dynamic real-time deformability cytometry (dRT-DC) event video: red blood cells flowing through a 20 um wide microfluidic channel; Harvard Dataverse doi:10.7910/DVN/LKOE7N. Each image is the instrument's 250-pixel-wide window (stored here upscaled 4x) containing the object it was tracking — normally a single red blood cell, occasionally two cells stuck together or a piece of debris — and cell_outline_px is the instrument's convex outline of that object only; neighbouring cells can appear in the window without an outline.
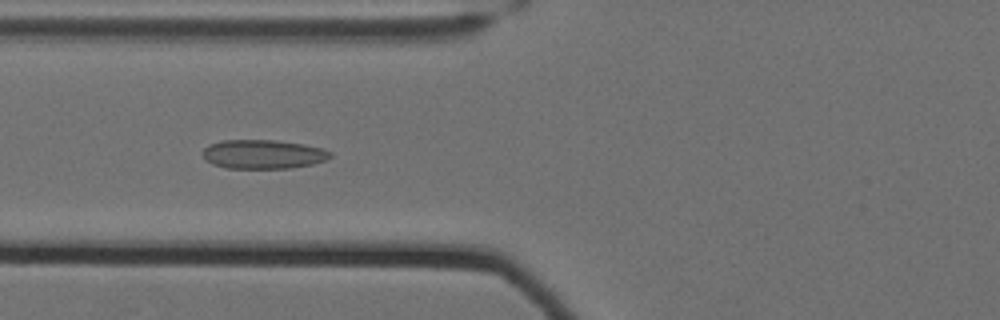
{"species": "Egyptian fruit bat (a non-hibernating species)", "species_latin": "Rousettus aegyptiacus", "temperature_condition": "cold", "stored_images_in_passage": 61, "camera_frame_rate_fps": 3000, "um_per_image_px": 0.085, "animal": {"sex": "female"}, "frame": {"image": 1, "passage_image": 27, "time_ms": 8.667, "image_size_px": [1000, 320], "cell_outline_px": [[332, 156], [324, 160], [312, 164], [288, 168], [224, 168], [212, 164], [204, 160], [204, 148], [208, 144], [220, 140], [276, 140], [304, 144], [324, 148], [332, 152]], "centroid_in_image_um": [22.35, 13.1], "position_along_channel_um": 103.4, "area_um2": 21.73}}
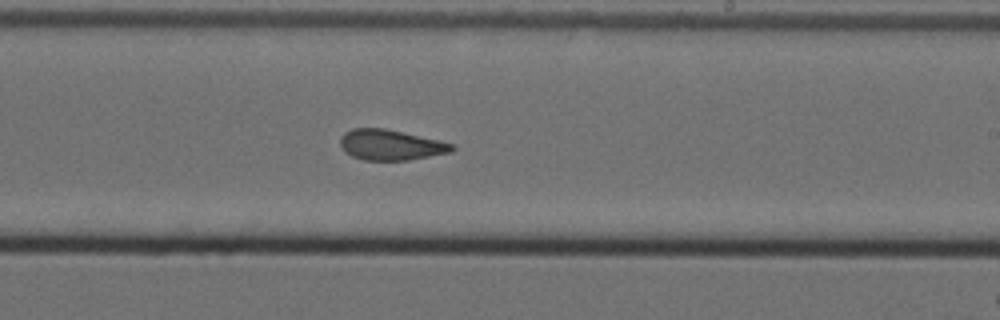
{"frame": {"image": 2, "passage_image": 40, "time_ms": 13.0, "image_size_px": [1000, 320], "cell_outline_px": [[456, 148], [452, 152], [408, 160], [364, 160], [352, 156], [344, 152], [340, 148], [340, 136], [344, 132], [352, 128], [384, 128], [436, 140], [452, 144]], "centroid_in_image_um": [33.14, 12.32], "position_along_channel_um": 255.9, "area_um2": 19.77}}
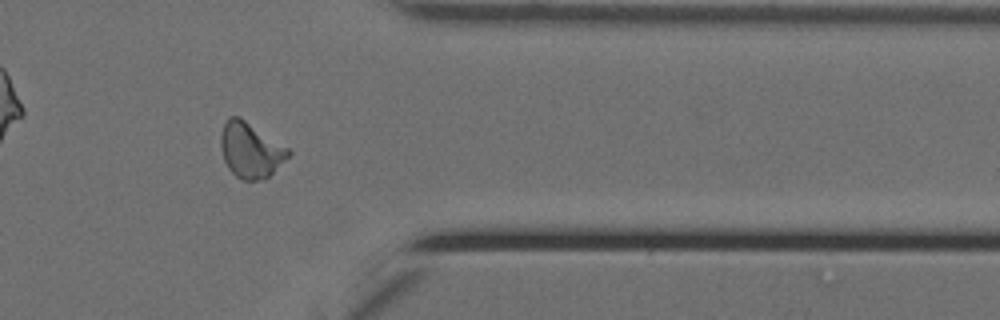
{"frame": {"image": 3, "passage_image": 52, "time_ms": 17.0, "image_size_px": [1000, 320], "cell_outline_px": [[292, 152], [264, 180], [240, 180], [228, 168], [224, 160], [220, 144], [220, 136], [224, 124], [228, 116], [240, 116], [288, 148]], "centroid_in_image_um": [21.26, 12.75], "position_along_channel_um": 390.1, "area_um2": 21.62}, "authors_computed_cell_mechanics": {"area_um2": 21.0392, "velocity_mm_per_s": 3.5017, "shape_relaxation_time_tau1_ms": null, "shape_relaxation_time_tau2_ms": 2.3146, "deformation_change_tau1": null, "deformation_change_tau2": 0.0913}}